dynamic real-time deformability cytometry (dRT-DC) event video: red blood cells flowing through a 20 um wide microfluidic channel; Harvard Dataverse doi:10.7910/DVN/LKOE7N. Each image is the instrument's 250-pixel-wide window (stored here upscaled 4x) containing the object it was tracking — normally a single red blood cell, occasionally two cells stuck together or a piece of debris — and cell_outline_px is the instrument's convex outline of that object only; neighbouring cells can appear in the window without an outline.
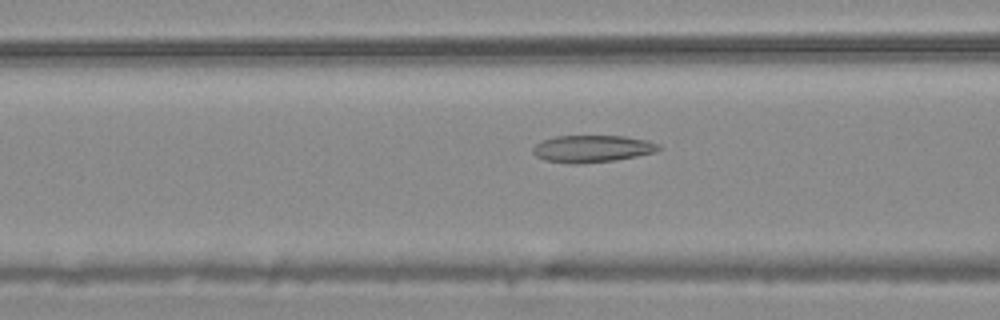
{"species": "common noctule bat (a hibernating species)", "species_latin": "Nyctalus noctula", "temperature_condition": "warm", "stored_images_in_passage": 51, "camera_frame_rate_fps": 3000, "um_per_image_px": 0.085, "animal": {"sex": "male", "body_mass_g": 20.4}, "frame": {"image": 1, "passage_image": 21, "time_ms": 6.667, "image_size_px": [1000, 320], "cell_outline_px": [[664, 148], [656, 152], [616, 160], [576, 164], [572, 164], [544, 160], [536, 156], [532, 152], [532, 148], [536, 144], [544, 140], [556, 136], [624, 136], [648, 140], [660, 144]], "centroid_in_image_um": [50.38, 12.64], "position_along_channel_um": 116.2, "area_um2": 20.0}}
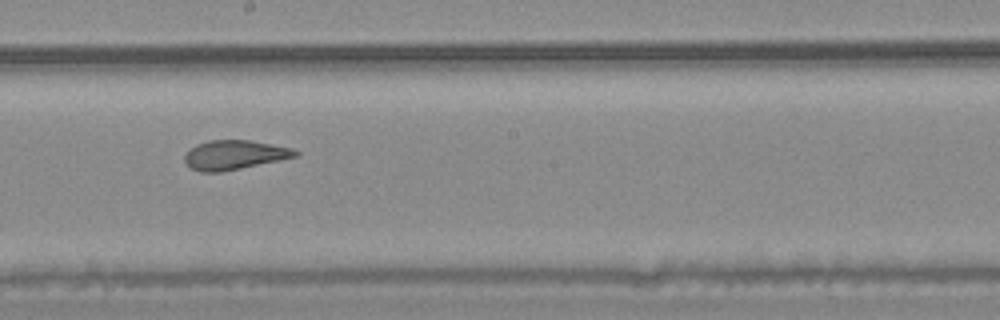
{"frame": {"image": 2, "passage_image": 30, "time_ms": 9.667, "image_size_px": [1000, 320], "cell_outline_px": [[300, 152], [296, 156], [280, 160], [220, 172], [200, 172], [192, 168], [184, 160], [184, 156], [196, 144], [208, 140], [248, 140], [292, 148]], "centroid_in_image_um": [19.92, 13.16], "position_along_channel_um": 228.3, "area_um2": 18.61}}
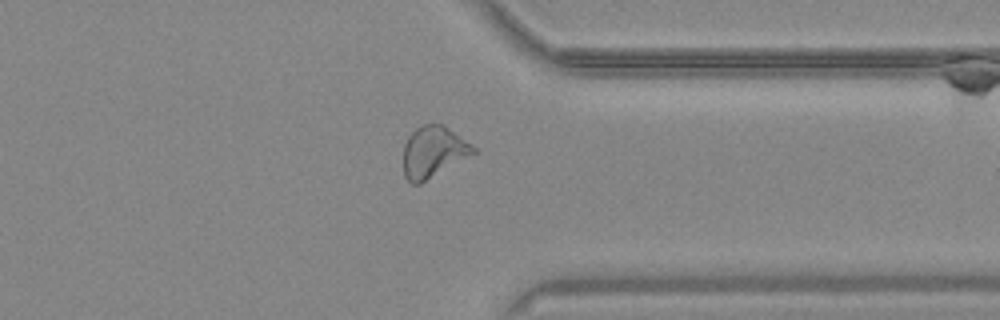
{"frame": {"image": 3, "passage_image": 42, "time_ms": 13.667, "image_size_px": [1000, 320], "cell_outline_px": [[476, 152], [420, 184], [412, 184], [404, 176], [404, 144], [408, 136], [420, 124], [444, 124], [472, 144], [476, 148]], "centroid_in_image_um": [36.82, 12.89], "position_along_channel_um": 374.6, "area_um2": 20.87}}